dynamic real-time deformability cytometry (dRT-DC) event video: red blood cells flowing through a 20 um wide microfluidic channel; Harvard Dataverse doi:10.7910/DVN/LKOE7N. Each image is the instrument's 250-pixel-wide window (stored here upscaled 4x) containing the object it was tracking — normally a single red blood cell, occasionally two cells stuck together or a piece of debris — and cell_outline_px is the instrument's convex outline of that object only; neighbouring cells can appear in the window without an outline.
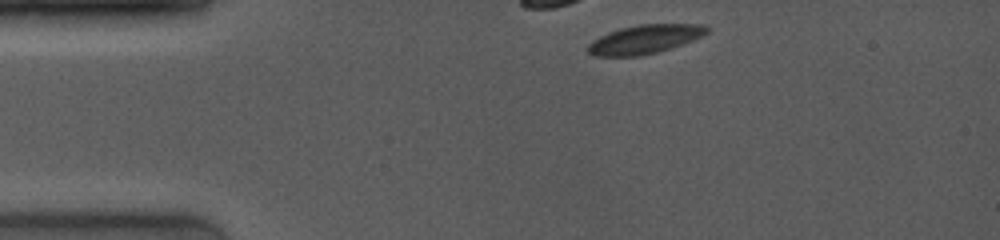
{"species": "common noctule bat (a hibernating species)", "species_latin": "Nyctalus noctula", "temperature_condition": "room temperature", "stored_images_in_passage": 8, "camera_frame_rate_fps": 4000, "um_per_image_px": 0.085, "animal": {"sex": "female", "body_mass_g": 19.0, "forearm_length_mm": 53.3}, "frame": {"image": 1, "passage_image": 1, "time_ms": 0.0, "image_size_px": [1000, 240], "cell_outline_px": [[708, 32], [692, 40], [672, 48], [640, 56], [596, 56], [588, 52], [588, 44], [592, 40], [608, 32], [620, 28], [636, 24], [708, 24]], "centroid_in_image_um": [54.8, 3.33], "position_along_channel_um": 30.2, "area_um2": 20.0}}
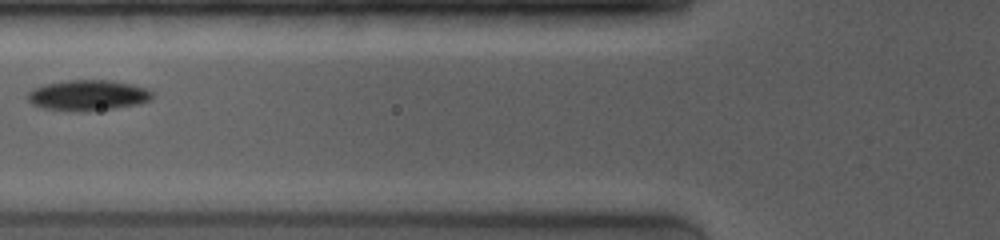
{"frame": {"image": 2, "passage_image": 7, "time_ms": 3.5, "image_size_px": [1000, 240], "cell_outline_px": [[152, 100], [140, 104], [116, 108], [80, 112], [44, 108], [32, 104], [28, 100], [28, 92], [32, 88], [44, 84], [64, 80], [112, 80], [132, 84], [144, 88], [152, 92]], "centroid_in_image_um": [7.47, 8.1], "position_along_channel_um": 118.3, "area_um2": 22.43}}